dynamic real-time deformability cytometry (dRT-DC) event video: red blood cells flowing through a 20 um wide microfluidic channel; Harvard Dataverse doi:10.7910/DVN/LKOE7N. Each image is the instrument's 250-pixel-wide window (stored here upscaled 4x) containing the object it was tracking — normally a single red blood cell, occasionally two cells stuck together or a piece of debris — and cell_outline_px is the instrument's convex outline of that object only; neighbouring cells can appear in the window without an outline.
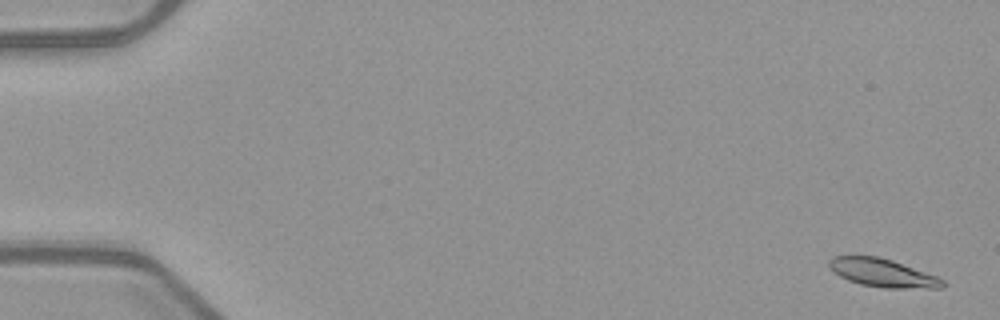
{"species": "common noctule bat (a hibernating species)", "species_latin": "Nyctalus noctula", "temperature_condition": "warm", "stored_images_in_passage": 36, "camera_frame_rate_fps": 3000, "um_per_image_px": 0.085, "animal": {"sex": "female", "body_mass_g": 21.9}, "frame": {"image": 1, "passage_image": 2, "time_ms": 0.333, "image_size_px": [1000, 320], "cell_outline_px": [[944, 288], [884, 288], [860, 284], [848, 280], [832, 272], [828, 264], [828, 260], [832, 256], [880, 256], [892, 260], [936, 276], [944, 280]], "centroid_in_image_um": [74.99, 23.19], "position_along_channel_um": 10.0, "area_um2": 18.67}}
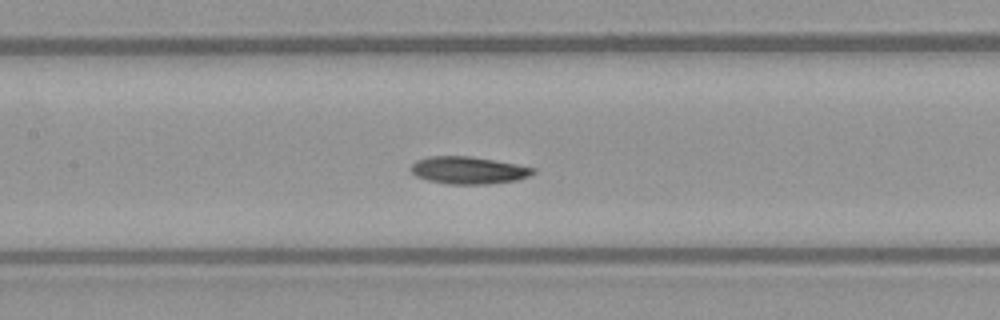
{"frame": {"image": 2, "passage_image": 26, "time_ms": 8.333, "image_size_px": [1000, 320], "cell_outline_px": [[536, 172], [528, 176], [516, 180], [488, 184], [448, 184], [428, 180], [416, 176], [408, 168], [416, 160], [428, 156], [468, 156], [516, 164], [536, 168]], "centroid_in_image_um": [39.78, 14.47], "position_along_channel_um": 167.6, "area_um2": 19.42}}
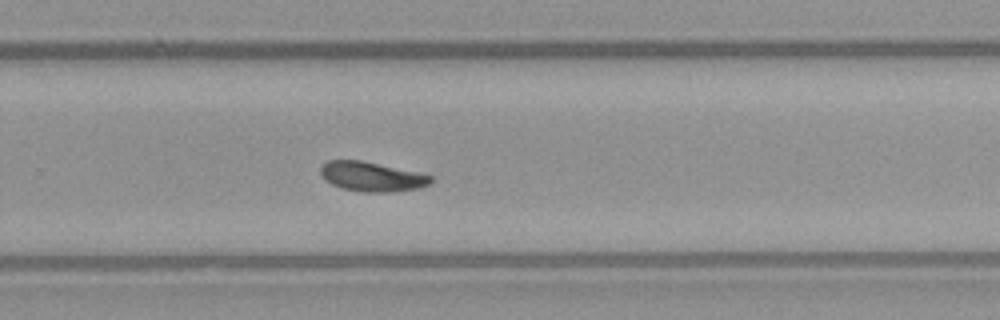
{"frame": {"image": 3, "passage_image": 36, "time_ms": 11.667, "image_size_px": [1000, 320], "cell_outline_px": [[436, 180], [432, 184], [420, 188], [388, 192], [360, 192], [340, 188], [324, 180], [320, 176], [320, 168], [328, 160], [360, 160], [416, 172], [432, 176]], "centroid_in_image_um": [31.6, 15.03], "position_along_channel_um": 298.2, "area_um2": 19.13}}